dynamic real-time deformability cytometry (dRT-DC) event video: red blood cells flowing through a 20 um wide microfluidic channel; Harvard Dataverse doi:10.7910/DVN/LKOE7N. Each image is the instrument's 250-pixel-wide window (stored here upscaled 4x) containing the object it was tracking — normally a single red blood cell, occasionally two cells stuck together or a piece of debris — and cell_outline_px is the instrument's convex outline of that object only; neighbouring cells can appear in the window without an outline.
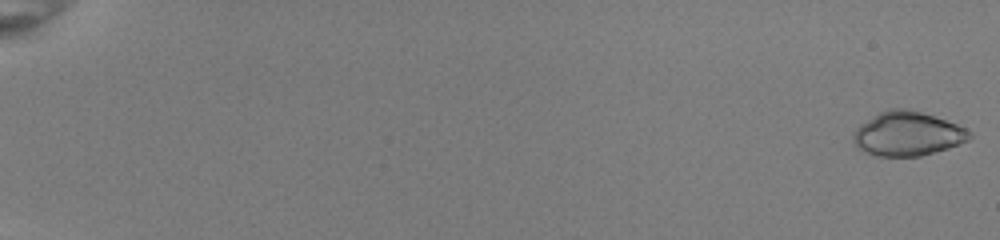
{"species": "common noctule bat (a hibernating species)", "species_latin": "Nyctalus noctula", "temperature_condition": "room temperature", "stored_images_in_passage": 53, "camera_frame_rate_fps": 3000, "um_per_image_px": 0.085, "animal": {"sex": "female", "body_mass_g": 22.0, "forearm_length_mm": 56.7}, "frame": {"image": 1, "passage_image": 1, "time_ms": 0.0, "image_size_px": [1000, 240], "cell_outline_px": [[972, 136], [968, 140], [948, 148], [920, 156], [876, 156], [856, 148], [852, 140], [852, 136], [856, 128], [860, 124], [880, 112], [892, 108], [908, 108], [956, 124], [972, 132]], "centroid_in_image_um": [77.1, 11.38], "position_along_channel_um": 7.9, "area_um2": 29.71}}
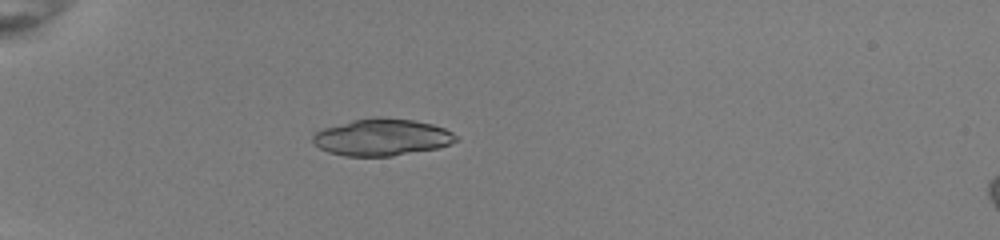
{"frame": {"image": 2, "passage_image": 18, "time_ms": 5.667, "image_size_px": [1000, 240], "cell_outline_px": [[460, 140], [436, 148], [392, 156], [344, 156], [328, 152], [320, 148], [312, 140], [312, 136], [316, 132], [324, 128], [352, 120], [376, 116], [380, 116], [412, 120], [432, 124], [444, 128], [460, 136]], "centroid_in_image_um": [32.48, 11.66], "position_along_channel_um": 52.5, "area_um2": 30.81}}